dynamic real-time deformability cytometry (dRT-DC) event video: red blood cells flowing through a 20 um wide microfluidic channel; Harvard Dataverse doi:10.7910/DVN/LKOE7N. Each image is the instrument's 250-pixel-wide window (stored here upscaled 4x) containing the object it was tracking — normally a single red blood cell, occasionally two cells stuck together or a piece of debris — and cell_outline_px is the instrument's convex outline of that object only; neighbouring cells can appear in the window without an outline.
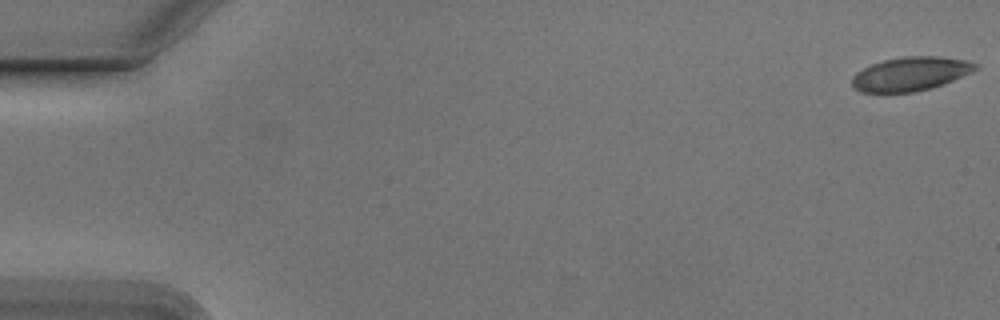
{"species": "Egyptian fruit bat (a non-hibernating species)", "species_latin": "Rousettus aegyptiacus", "temperature_condition": "cold", "stored_images_in_passage": 48, "camera_frame_rate_fps": 3000, "um_per_image_px": 0.085, "animal": {"sex": "male"}, "frame": {"image": 1, "passage_image": 1, "time_ms": 0.0, "image_size_px": [1000, 320], "cell_outline_px": [[980, 68], [972, 72], [944, 84], [912, 92], [860, 92], [852, 88], [852, 76], [856, 72], [872, 64], [884, 60], [904, 56], [940, 56], [968, 60], [980, 64]], "centroid_in_image_um": [77.43, 6.27], "position_along_channel_um": 7.6, "area_um2": 24.51}}
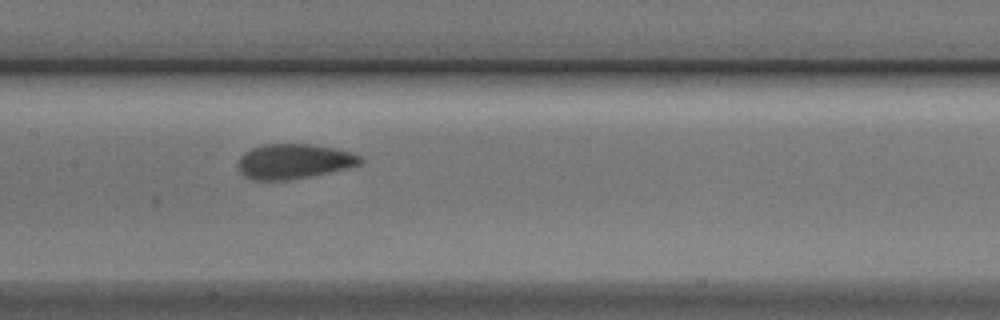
{"frame": {"image": 2, "passage_image": 27, "time_ms": 8.667, "image_size_px": [1000, 320], "cell_outline_px": [[364, 160], [360, 164], [348, 168], [312, 176], [292, 180], [252, 180], [244, 176], [240, 172], [236, 164], [240, 156], [244, 152], [252, 148], [264, 144], [312, 144], [332, 148], [348, 152], [360, 156]], "centroid_in_image_um": [24.93, 13.73], "position_along_channel_um": 182.5, "area_um2": 25.03}}
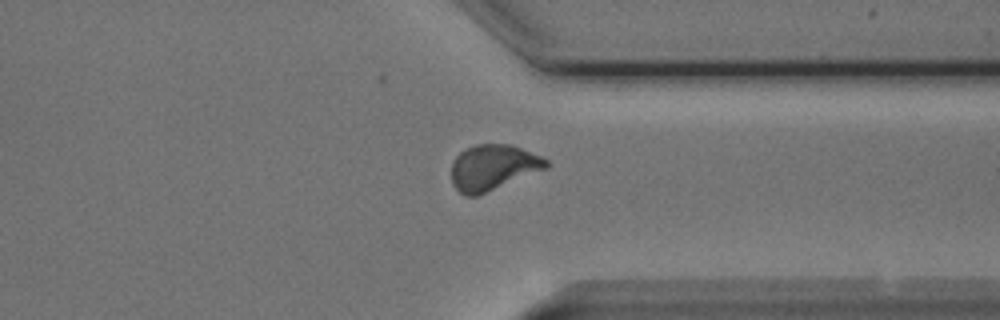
{"frame": {"image": 3, "passage_image": 42, "time_ms": 13.667, "image_size_px": [1000, 320], "cell_outline_px": [[548, 168], [476, 196], [464, 196], [452, 184], [452, 160], [460, 152], [476, 144], [512, 144], [540, 156], [548, 160]], "centroid_in_image_um": [41.9, 14.23], "position_along_channel_um": 369.5, "area_um2": 25.09}}